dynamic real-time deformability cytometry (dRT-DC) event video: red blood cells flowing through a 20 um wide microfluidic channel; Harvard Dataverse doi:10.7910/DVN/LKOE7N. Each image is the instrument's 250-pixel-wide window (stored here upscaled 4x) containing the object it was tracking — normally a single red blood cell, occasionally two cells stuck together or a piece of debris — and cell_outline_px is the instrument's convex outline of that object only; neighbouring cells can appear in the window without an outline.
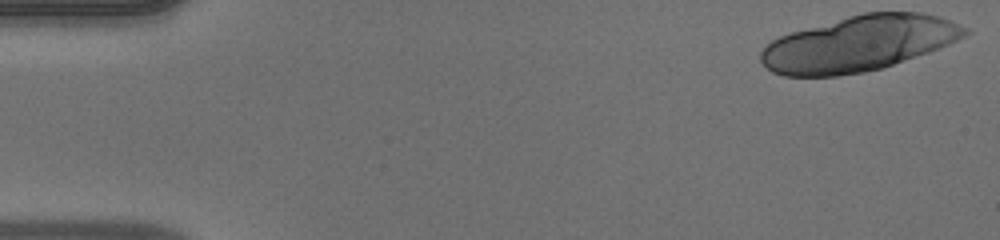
{"species": "human", "species_latin": "Homo sapiens", "temperature_condition": "warm", "stored_images_in_passage": 17, "camera_frame_rate_fps": 3000, "um_per_image_px": 0.085, "donor": {"sex": "male"}, "frame": {"image": 1, "passage_image": 1, "time_ms": 0.0, "image_size_px": [1000, 240], "cell_outline_px": [[972, 32], [948, 44], [928, 52], [880, 68], [864, 72], [836, 76], [784, 76], [772, 72], [760, 60], [760, 52], [772, 40], [780, 36], [792, 32], [848, 16], [864, 12], [920, 12], [940, 16], [968, 28]], "centroid_in_image_um": [73.01, 3.7], "position_along_channel_um": 12.0, "area_um2": 65.43}}